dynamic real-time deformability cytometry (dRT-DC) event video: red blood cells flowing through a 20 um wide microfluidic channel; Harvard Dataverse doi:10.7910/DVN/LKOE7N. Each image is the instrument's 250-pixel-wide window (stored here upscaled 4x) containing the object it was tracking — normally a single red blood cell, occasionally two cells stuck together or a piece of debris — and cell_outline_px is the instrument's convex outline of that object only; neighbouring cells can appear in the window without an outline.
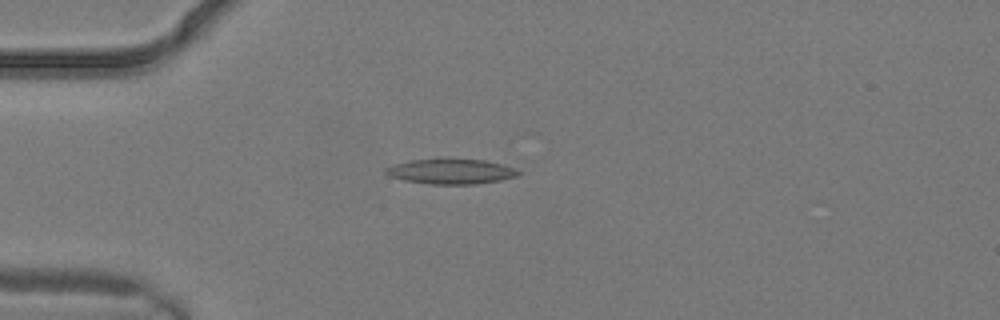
{"species": "common noctule bat (a hibernating species)", "species_latin": "Nyctalus noctula", "temperature_condition": "warm", "stored_images_in_passage": 3, "camera_frame_rate_fps": 3000, "um_per_image_px": 0.085, "animal": {"sex": "male", "body_mass_g": 19.2, "forearm_length_mm": 51.8}, "frame": {"image": 1, "passage_image": 3, "time_ms": 0.667, "image_size_px": [1000, 320], "cell_outline_px": [[524, 172], [520, 176], [500, 180], [476, 184], [428, 184], [404, 180], [388, 176], [384, 172], [384, 168], [396, 164], [412, 160], [444, 156], [448, 156], [484, 160], [500, 164]], "centroid_in_image_um": [38.33, 14.54], "position_along_channel_um": 46.7, "area_um2": 20.17}}